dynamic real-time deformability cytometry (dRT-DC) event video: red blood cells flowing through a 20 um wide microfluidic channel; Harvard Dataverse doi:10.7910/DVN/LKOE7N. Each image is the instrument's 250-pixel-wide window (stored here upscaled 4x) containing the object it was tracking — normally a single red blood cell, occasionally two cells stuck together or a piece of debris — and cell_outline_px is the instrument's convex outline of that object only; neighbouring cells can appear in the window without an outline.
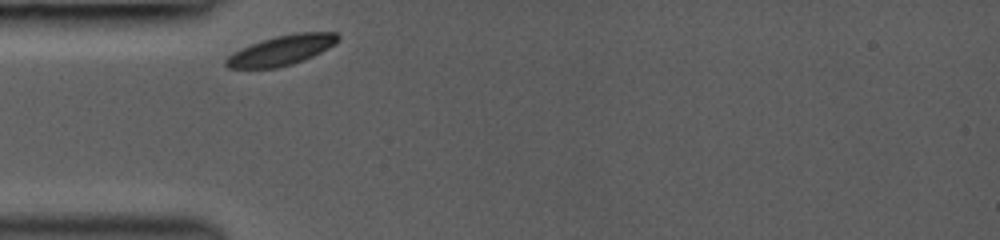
{"species": "common noctule bat (a hibernating species)", "species_latin": "Nyctalus noctula", "temperature_condition": "room temperature", "stored_images_in_passage": 3, "camera_frame_rate_fps": 3000, "um_per_image_px": 0.085, "animal": {"sex": "female", "body_mass_g": 19.0, "forearm_length_mm": 53.3}, "frame": {"image": 1, "passage_image": 1, "time_ms": 0.0, "image_size_px": [1000, 240], "cell_outline_px": [[340, 40], [336, 44], [304, 60], [292, 64], [276, 68], [228, 68], [224, 64], [224, 60], [228, 56], [252, 44], [276, 36], [296, 32], [336, 32], [340, 36]], "centroid_in_image_um": [23.98, 4.27], "position_along_channel_um": 61.0, "area_um2": 19.31}}
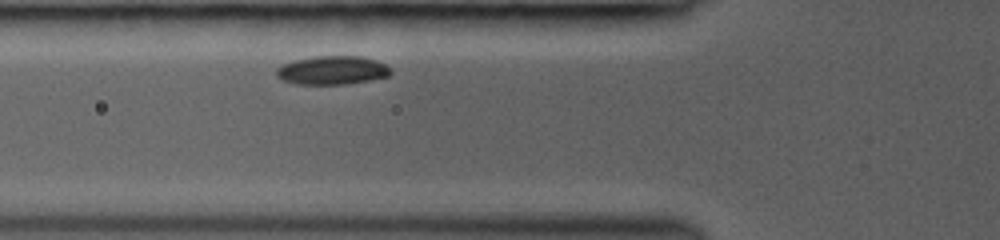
{"frame": {"image": 2, "passage_image": 3, "time_ms": 1.0, "image_size_px": [1000, 240], "cell_outline_px": [[392, 72], [388, 76], [372, 80], [344, 84], [296, 84], [284, 80], [276, 76], [276, 68], [292, 60], [316, 56], [360, 56], [376, 60], [392, 68]], "centroid_in_image_um": [28.26, 5.97], "position_along_channel_um": 97.5, "area_um2": 19.13}}